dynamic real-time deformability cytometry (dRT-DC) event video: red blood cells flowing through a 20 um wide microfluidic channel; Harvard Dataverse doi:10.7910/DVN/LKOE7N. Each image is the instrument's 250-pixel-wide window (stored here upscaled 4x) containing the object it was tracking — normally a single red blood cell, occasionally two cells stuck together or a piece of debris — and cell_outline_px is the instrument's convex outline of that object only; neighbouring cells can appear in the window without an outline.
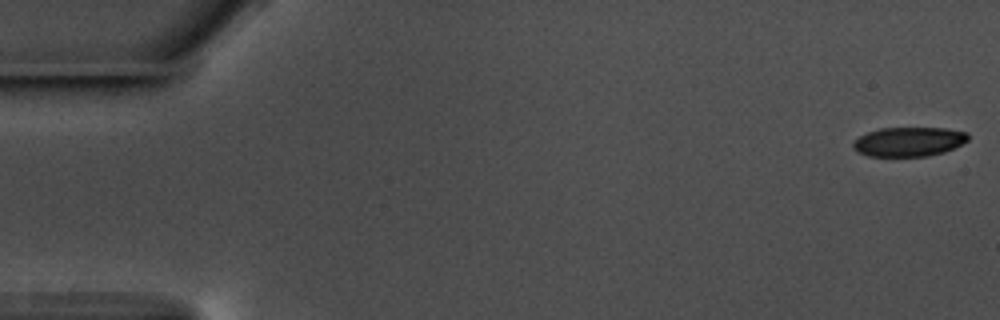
{"species": "common noctule bat (a hibernating species)", "species_latin": "Nyctalus noctula", "temperature_condition": "warm", "stored_images_in_passage": 57, "camera_frame_rate_fps": 3000, "um_per_image_px": 0.085, "animal": {"sex": "male", "body_mass_g": 17.5, "forearm_length_mm": 52.3}, "frame": {"image": 1, "passage_image": 1, "time_ms": 0.0, "image_size_px": [1000, 320], "cell_outline_px": [[968, 140], [944, 152], [928, 156], [868, 156], [856, 152], [852, 148], [852, 144], [860, 136], [868, 132], [880, 128], [944, 128], [968, 132]], "centroid_in_image_um": [77.22, 12.04], "position_along_channel_um": 7.8, "area_um2": 19.59}}
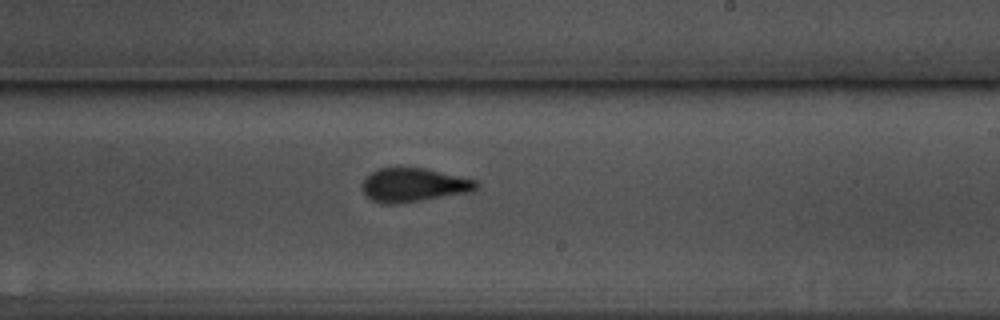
{"frame": {"image": 2, "passage_image": 34, "time_ms": 11.0, "image_size_px": [1000, 320], "cell_outline_px": [[480, 184], [472, 192], [396, 204], [380, 204], [372, 200], [364, 192], [360, 184], [372, 172], [380, 168], [424, 168], [476, 180]], "centroid_in_image_um": [35.16, 15.74], "position_along_channel_um": 253.8, "area_um2": 22.31}}
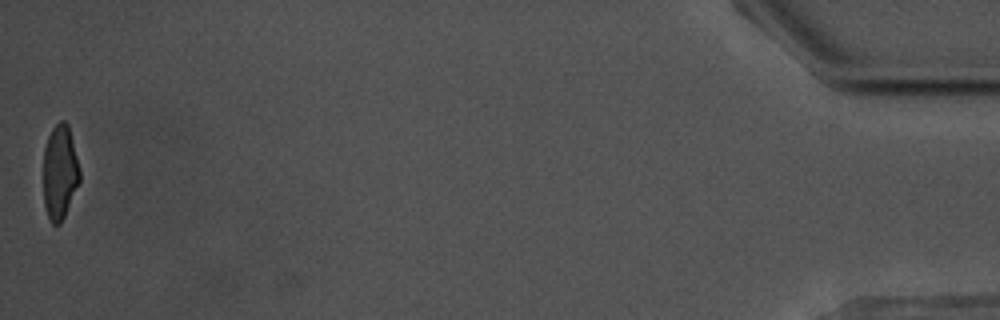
{"frame": {"image": 3, "passage_image": 57, "time_ms": 18.667, "image_size_px": [1000, 320], "cell_outline_px": [[80, 180], [64, 216], [60, 224], [52, 224], [48, 216], [44, 204], [44, 148], [48, 136], [52, 128], [60, 120], [64, 120], [68, 124], [80, 168]], "centroid_in_image_um": [5.09, 14.61], "position_along_channel_um": 430.1, "area_um2": 19.88}, "authors_computed_cell_mechanics": {"area_um2": 22.1374, "velocity_mm_per_s": 3.5751, "shape_relaxation_time_tau1_ms": 4.618, "shape_relaxation_time_tau2_ms": 1.0739, "deformation_change_tau1": 0.1524, "deformation_change_tau2": 0.0721}}